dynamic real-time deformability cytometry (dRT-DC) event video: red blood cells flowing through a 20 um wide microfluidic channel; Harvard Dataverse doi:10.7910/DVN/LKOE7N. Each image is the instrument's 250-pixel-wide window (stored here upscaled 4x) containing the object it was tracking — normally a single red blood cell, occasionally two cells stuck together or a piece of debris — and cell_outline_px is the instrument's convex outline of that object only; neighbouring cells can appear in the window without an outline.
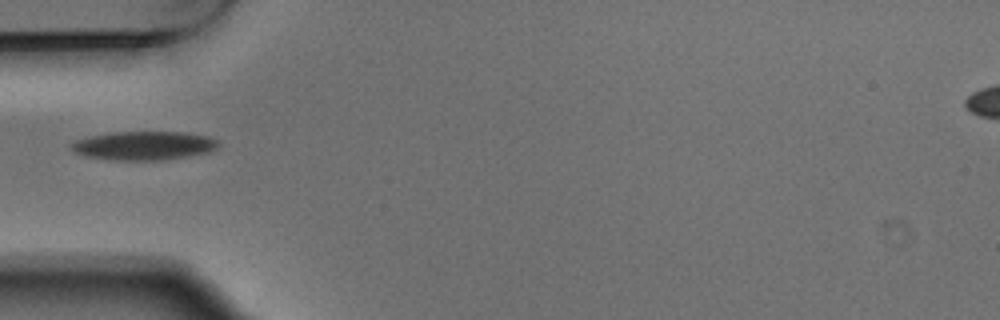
{"species": "Egyptian fruit bat (a non-hibernating species)", "species_latin": "Rousettus aegyptiacus", "temperature_condition": "warm", "stored_images_in_passage": 3, "camera_frame_rate_fps": 3000, "um_per_image_px": 0.085, "animal": {"sex": "male"}, "frame": {"image": 1, "passage_image": 2, "time_ms": 0.333, "image_size_px": [1000, 320], "cell_outline_px": [[220, 144], [212, 152], [168, 160], [108, 160], [84, 156], [72, 152], [68, 148], [68, 144], [76, 140], [108, 132], [184, 132], [208, 136], [220, 140]], "centroid_in_image_um": [12.22, 12.39], "position_along_channel_um": 72.8, "area_um2": 25.26}}
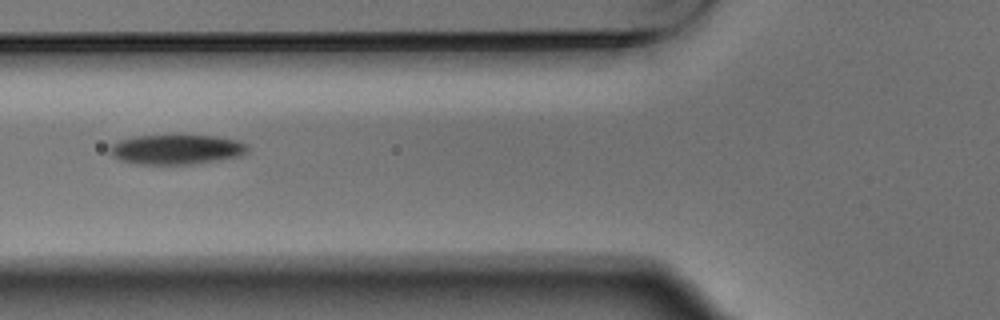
{"frame": {"image": 2, "passage_image": 3, "time_ms": 0.667, "image_size_px": [1000, 320], "cell_outline_px": [[248, 152], [240, 156], [192, 164], [136, 164], [120, 160], [112, 152], [112, 144], [120, 140], [136, 136], [180, 132], [216, 136], [240, 140], [248, 144]], "centroid_in_image_um": [15.08, 12.64], "position_along_channel_um": 110.7, "area_um2": 24.74}}